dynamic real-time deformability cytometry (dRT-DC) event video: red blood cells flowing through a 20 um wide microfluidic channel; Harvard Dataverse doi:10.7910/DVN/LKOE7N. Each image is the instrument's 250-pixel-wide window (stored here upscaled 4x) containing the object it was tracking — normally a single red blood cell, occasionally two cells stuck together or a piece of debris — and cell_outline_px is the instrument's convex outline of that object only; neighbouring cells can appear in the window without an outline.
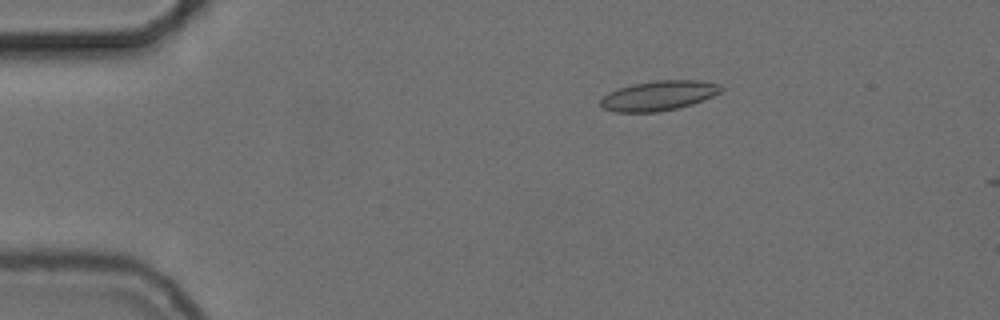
{"species": "common noctule bat (a hibernating species)", "species_latin": "Nyctalus noctula", "temperature_condition": "cold", "stored_images_in_passage": 11, "camera_frame_rate_fps": 3000, "um_per_image_px": 0.085, "animal": {"sex": "female", "body_mass_g": 24.6, "forearm_length_mm": 56.2}, "frame": {"image": 1, "passage_image": 10, "time_ms": 3.0, "image_size_px": [1000, 320], "cell_outline_px": [[724, 88], [720, 92], [712, 96], [692, 104], [676, 108], [656, 112], [616, 112], [604, 108], [600, 104], [600, 100], [608, 92], [632, 84], [656, 80], [700, 80], [720, 84]], "centroid_in_image_um": [56.0, 8.12], "position_along_channel_um": 29.0, "area_um2": 20.81}}